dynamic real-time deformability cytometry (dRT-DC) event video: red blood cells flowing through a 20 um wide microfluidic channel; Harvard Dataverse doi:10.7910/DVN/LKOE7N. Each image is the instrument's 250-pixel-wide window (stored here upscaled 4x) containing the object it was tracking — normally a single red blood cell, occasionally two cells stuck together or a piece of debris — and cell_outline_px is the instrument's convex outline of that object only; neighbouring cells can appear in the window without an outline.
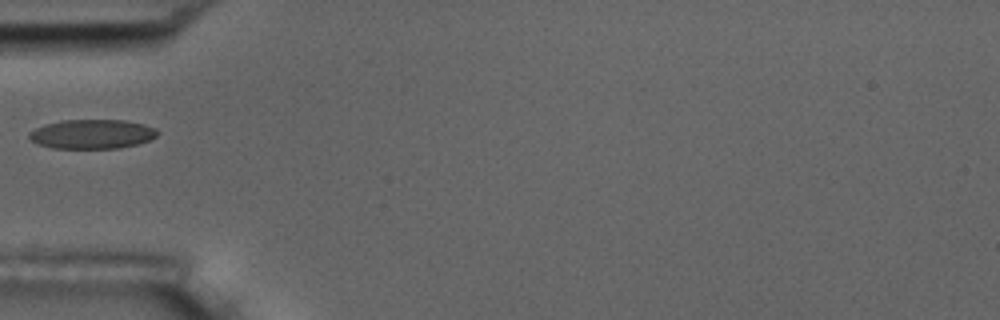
{"species": "common noctule bat (a hibernating species)", "species_latin": "Nyctalus noctula", "temperature_condition": "room temperature", "stored_images_in_passage": 1, "camera_frame_rate_fps": 3000, "um_per_image_px": 0.085, "animal": {"sex": "male", "body_mass_g": 17.5, "forearm_length_mm": 52.3}, "frame": {"image": 1, "passage_image": 1, "time_ms": 0.0, "image_size_px": [1000, 320], "cell_outline_px": [[156, 136], [148, 140], [136, 144], [120, 148], [52, 148], [36, 144], [28, 136], [28, 132], [44, 124], [60, 120], [124, 120], [144, 124], [156, 128]], "centroid_in_image_um": [7.78, 11.39], "position_along_channel_um": 77.2, "area_um2": 21.91}}